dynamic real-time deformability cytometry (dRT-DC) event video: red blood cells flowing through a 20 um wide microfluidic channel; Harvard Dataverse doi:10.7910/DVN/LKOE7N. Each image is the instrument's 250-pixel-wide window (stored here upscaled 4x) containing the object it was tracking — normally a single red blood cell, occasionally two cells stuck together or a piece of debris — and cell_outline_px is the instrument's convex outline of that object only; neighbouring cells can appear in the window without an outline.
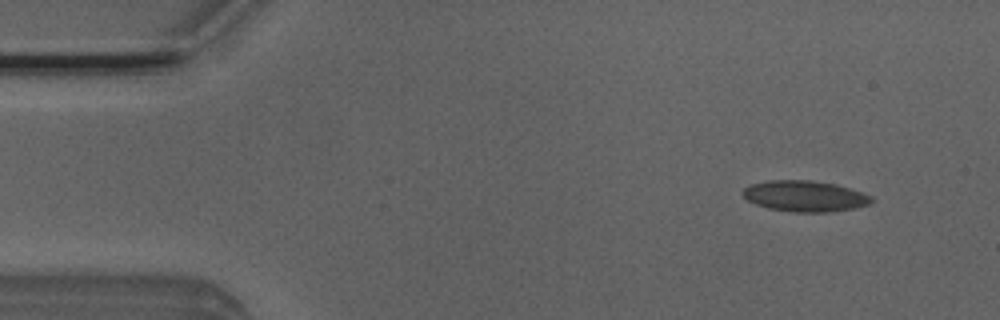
{"species": "Egyptian fruit bat (a non-hibernating species)", "species_latin": "Rousettus aegyptiacus", "temperature_condition": "room temperature", "stored_images_in_passage": 4, "camera_frame_rate_fps": 3000, "um_per_image_px": 0.085, "animal": {"sex": "male"}, "frame": {"image": 1, "passage_image": 4, "time_ms": 1.0, "image_size_px": [1000, 320], "cell_outline_px": [[872, 204], [856, 208], [828, 212], [792, 212], [768, 208], [756, 204], [748, 200], [740, 192], [744, 188], [752, 184], [768, 180], [812, 180], [836, 184], [864, 192], [872, 196]], "centroid_in_image_um": [68.45, 16.67], "position_along_channel_um": 16.6, "area_um2": 23.41}}